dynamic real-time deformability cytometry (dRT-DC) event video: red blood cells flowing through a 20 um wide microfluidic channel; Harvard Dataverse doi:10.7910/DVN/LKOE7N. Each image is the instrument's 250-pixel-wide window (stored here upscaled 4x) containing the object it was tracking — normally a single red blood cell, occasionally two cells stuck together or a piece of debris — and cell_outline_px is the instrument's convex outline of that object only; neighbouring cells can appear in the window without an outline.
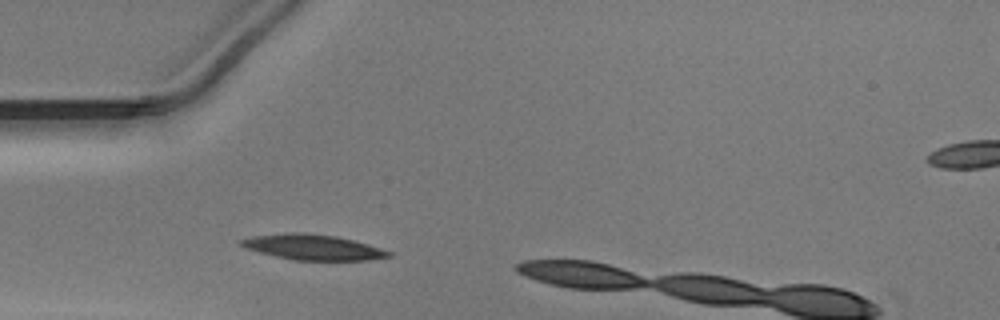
{"species": "Egyptian fruit bat (a non-hibernating species)", "species_latin": "Rousettus aegyptiacus", "temperature_condition": "warm", "stored_images_in_passage": 4, "camera_frame_rate_fps": 3000, "um_per_image_px": 0.085, "animal": {"sex": "male"}, "frame": {"image": 1, "passage_image": 1, "time_ms": 0.0, "image_size_px": [1000, 320], "cell_outline_px": [[392, 256], [368, 260], [292, 260], [260, 252], [248, 248], [240, 244], [240, 240], [252, 236], [288, 232], [308, 232], [336, 236], [368, 244], [392, 252]], "centroid_in_image_um": [26.62, 21.0], "position_along_channel_um": 58.4, "area_um2": 21.73}}